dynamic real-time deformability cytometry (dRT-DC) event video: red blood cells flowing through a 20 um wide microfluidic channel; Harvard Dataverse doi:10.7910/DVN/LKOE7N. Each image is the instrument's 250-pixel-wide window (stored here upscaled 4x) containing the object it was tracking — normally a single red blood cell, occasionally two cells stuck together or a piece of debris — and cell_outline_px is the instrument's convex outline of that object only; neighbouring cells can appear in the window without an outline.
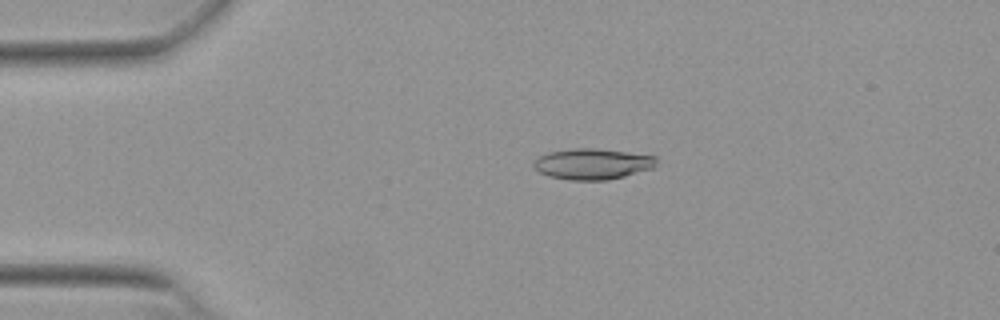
{"species": "Egyptian fruit bat (a non-hibernating species)", "species_latin": "Rousettus aegyptiacus", "temperature_condition": "warm", "stored_images_in_passage": 52, "camera_frame_rate_fps": 3000, "um_per_image_px": 0.085, "animal": {"sex": "female"}, "frame": {"image": 1, "passage_image": 11, "time_ms": 3.333, "image_size_px": [1000, 320], "cell_outline_px": [[656, 168], [608, 180], [568, 180], [548, 176], [540, 172], [532, 164], [540, 156], [548, 152], [572, 148], [592, 148], [656, 156]], "centroid_in_image_um": [50.37, 13.94], "position_along_channel_um": 34.6, "area_um2": 22.02}}
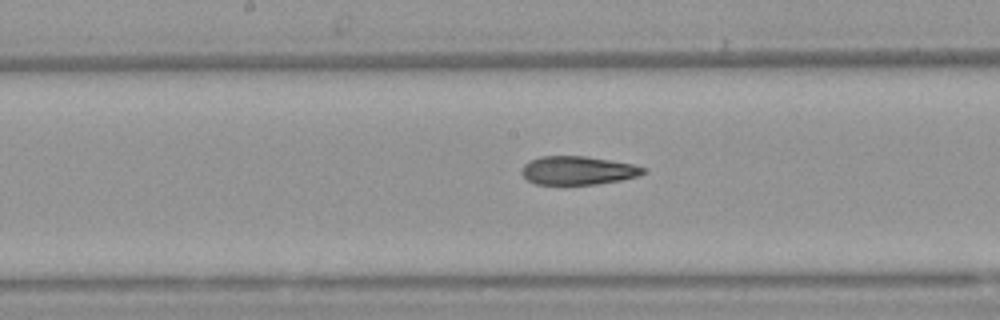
{"frame": {"image": 2, "passage_image": 27, "time_ms": 8.667, "image_size_px": [1000, 320], "cell_outline_px": [[648, 172], [640, 176], [620, 180], [596, 184], [536, 184], [528, 180], [520, 172], [524, 164], [540, 156], [588, 156], [636, 164], [648, 168]], "centroid_in_image_um": [49.2, 14.48], "position_along_channel_um": 199.0, "area_um2": 20.46}}
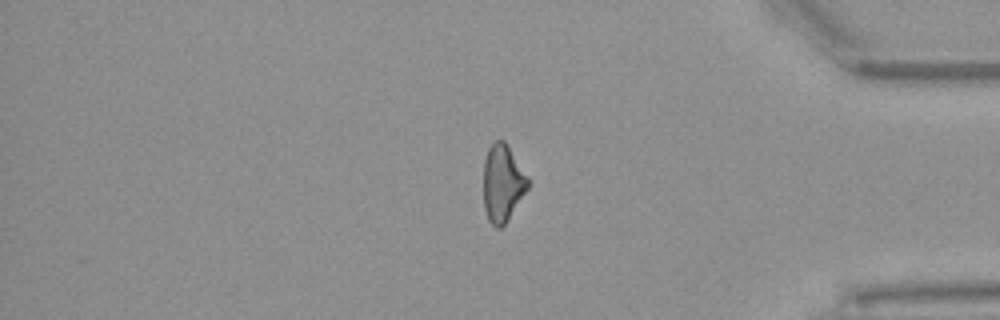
{"frame": {"image": 3, "passage_image": 44, "time_ms": 14.333, "image_size_px": [1000, 320], "cell_outline_px": [[528, 188], [504, 224], [500, 228], [496, 228], [488, 220], [484, 208], [484, 160], [488, 148], [496, 140], [504, 140], [528, 176]], "centroid_in_image_um": [42.71, 15.56], "position_along_channel_um": 392.5, "area_um2": 19.71}, "authors_computed_cell_mechanics": {"area_um2": 21.1837, "velocity_mm_per_s": 3.8692, "shape_relaxation_time_tau1_ms": 8.9045, "shape_relaxation_time_tau2_ms": 3.0013, "deformation_change_tau1": 0.2405, "deformation_change_tau2": 0.1244}}